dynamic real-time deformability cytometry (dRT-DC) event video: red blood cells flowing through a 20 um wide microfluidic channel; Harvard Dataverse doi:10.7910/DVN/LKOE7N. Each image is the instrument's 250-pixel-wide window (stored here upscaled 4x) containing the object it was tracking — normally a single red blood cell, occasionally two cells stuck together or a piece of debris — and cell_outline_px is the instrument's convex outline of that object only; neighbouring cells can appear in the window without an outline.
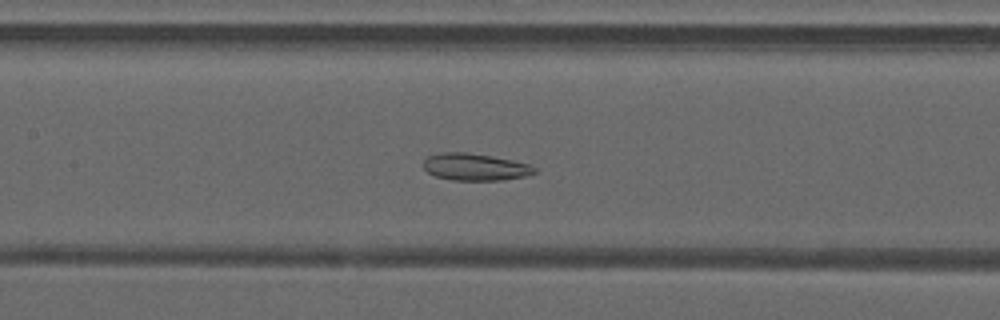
{"species": "common noctule bat (a hibernating species)", "species_latin": "Nyctalus noctula", "temperature_condition": "warm", "stored_images_in_passage": 48, "camera_frame_rate_fps": 3000, "um_per_image_px": 0.085, "animal": {"sex": "male", "forearm_length_mm": 52.5}, "frame": {"image": 1, "passage_image": 22, "time_ms": 7.0, "image_size_px": [1000, 320], "cell_outline_px": [[536, 172], [528, 176], [504, 180], [452, 180], [436, 176], [428, 172], [424, 168], [424, 160], [428, 156], [444, 152], [464, 152], [492, 156], [512, 160], [528, 164], [536, 168]], "centroid_in_image_um": [40.41, 14.2], "position_along_channel_um": 167.0, "area_um2": 17.46}}
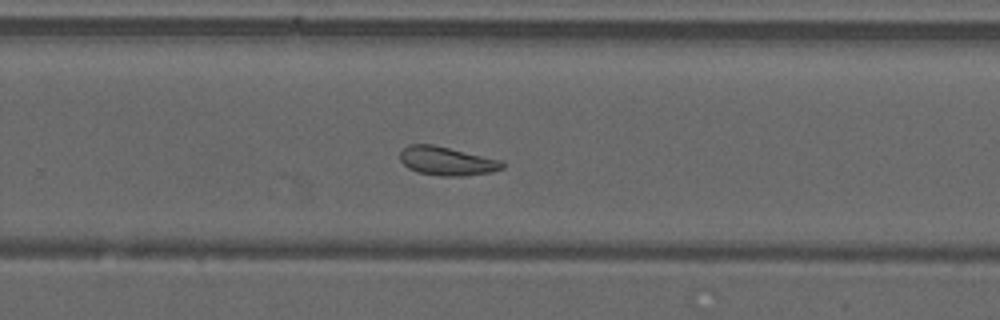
{"frame": {"image": 2, "passage_image": 31, "time_ms": 10.0, "image_size_px": [1000, 320], "cell_outline_px": [[504, 168], [492, 172], [464, 176], [440, 176], [416, 172], [408, 168], [400, 160], [400, 152], [408, 144], [432, 144], [504, 160]], "centroid_in_image_um": [38.01, 13.69], "position_along_channel_um": 291.8, "area_um2": 17.34}}
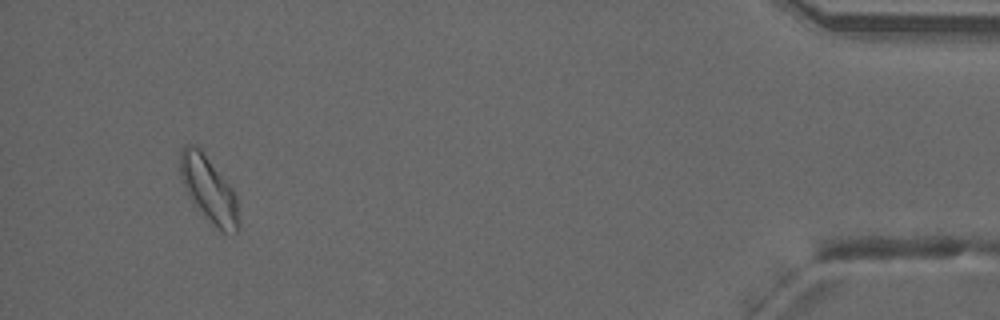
{"frame": {"image": 3, "passage_image": 45, "time_ms": 14.667, "image_size_px": [1000, 320], "cell_outline_px": [[240, 228], [236, 232], [224, 232], [196, 208], [192, 204], [188, 196], [180, 176], [180, 148], [184, 144], [196, 144], [200, 148], [232, 188], [236, 196], [240, 220]], "centroid_in_image_um": [17.73, 16.07], "position_along_channel_um": 417.5, "area_um2": 22.43}, "authors_computed_cell_mechanics": {"area_um2": 19.941, "velocity_mm_per_s": 4.1897, "shape_relaxation_time_tau1_ms": null, "shape_relaxation_time_tau2_ms": 4.6739, "deformation_change_tau1": null, "deformation_change_tau2": 0.1334}}